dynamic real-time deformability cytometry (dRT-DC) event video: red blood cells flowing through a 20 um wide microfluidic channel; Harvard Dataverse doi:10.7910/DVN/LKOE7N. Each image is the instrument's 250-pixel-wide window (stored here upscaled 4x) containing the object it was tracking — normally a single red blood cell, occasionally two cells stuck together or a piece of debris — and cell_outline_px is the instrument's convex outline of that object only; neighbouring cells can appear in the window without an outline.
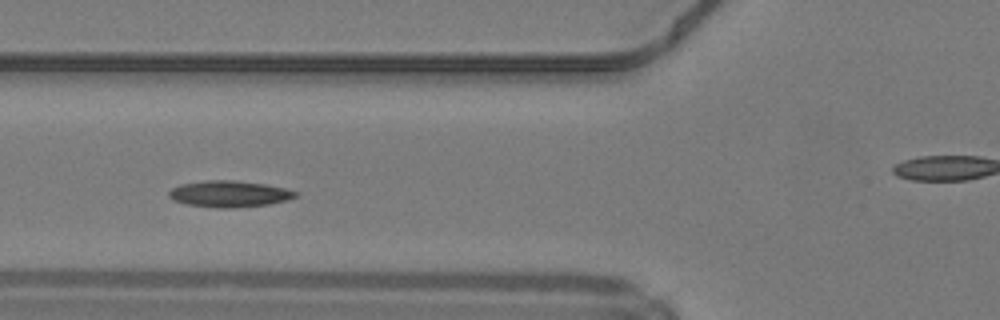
{"species": "common noctule bat (a hibernating species)", "species_latin": "Nyctalus noctula", "temperature_condition": "warm", "stored_images_in_passage": 45, "camera_frame_rate_fps": 3000, "um_per_image_px": 0.085, "animal": {"sex": "male", "body_mass_g": 19.2, "forearm_length_mm": 51.8}, "frame": {"image": 1, "passage_image": 14, "time_ms": 4.333, "image_size_px": [1000, 320], "cell_outline_px": [[300, 192], [296, 196], [288, 200], [268, 204], [236, 208], [216, 208], [188, 204], [172, 200], [168, 196], [168, 192], [172, 188], [180, 184], [204, 180], [236, 180], [264, 184], [284, 188]], "centroid_in_image_um": [19.48, 16.48], "position_along_channel_um": 106.3, "area_um2": 19.59}}
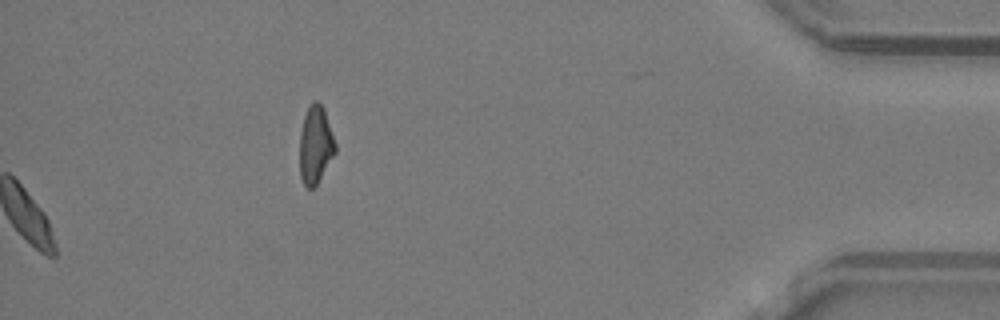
{"frame": {"image": 2, "passage_image": 45, "time_ms": 14.667, "image_size_px": [1000, 320], "cell_outline_px": [[336, 152], [316, 184], [312, 188], [308, 188], [304, 184], [300, 176], [300, 132], [304, 116], [312, 100], [316, 100], [324, 108], [336, 144]], "centroid_in_image_um": [26.81, 12.28], "position_along_channel_um": 408.4, "area_um2": 16.01}, "authors_computed_cell_mechanics": {"area_um2": 18.3226, "velocity_mm_per_s": 4.1592, "shape_relaxation_time_tau1_ms": 5.4164, "shape_relaxation_time_tau2_ms": 7.6514, "deformation_change_tau1": 0.1271, "deformation_change_tau2": 0.1228}}